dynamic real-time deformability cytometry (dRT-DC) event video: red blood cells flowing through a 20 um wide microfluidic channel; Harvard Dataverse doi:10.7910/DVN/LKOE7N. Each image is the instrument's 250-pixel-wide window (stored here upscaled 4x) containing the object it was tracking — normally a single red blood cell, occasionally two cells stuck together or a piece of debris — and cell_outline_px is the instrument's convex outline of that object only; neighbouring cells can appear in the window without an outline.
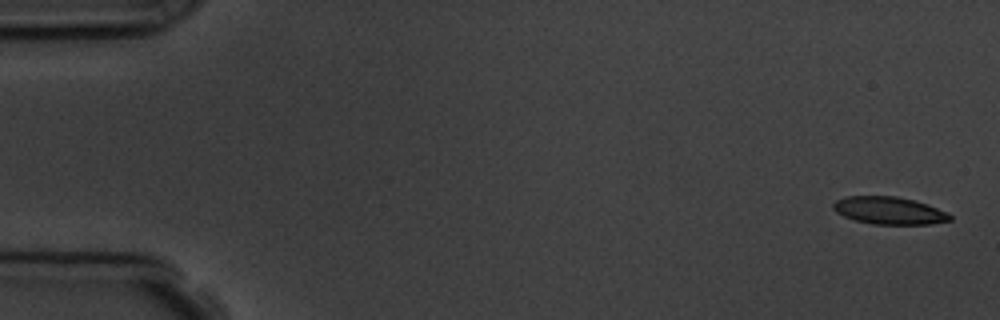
{"species": "common noctule bat (a hibernating species)", "species_latin": "Nyctalus noctula", "temperature_condition": "room temperature", "stored_images_in_passage": 4, "camera_frame_rate_fps": 3000, "um_per_image_px": 0.085, "animal": {"sex": "male", "body_mass_g": 19.5, "forearm_length_mm": 54.6}, "frame": {"image": 1, "passage_image": 1, "time_ms": 0.0, "image_size_px": [1000, 320], "cell_outline_px": [[952, 220], [932, 224], [872, 224], [856, 220], [844, 216], [836, 212], [832, 208], [832, 204], [836, 200], [844, 196], [896, 196], [928, 204], [948, 212], [952, 216]], "centroid_in_image_um": [75.59, 17.89], "position_along_channel_um": 9.4, "area_um2": 18.79}}
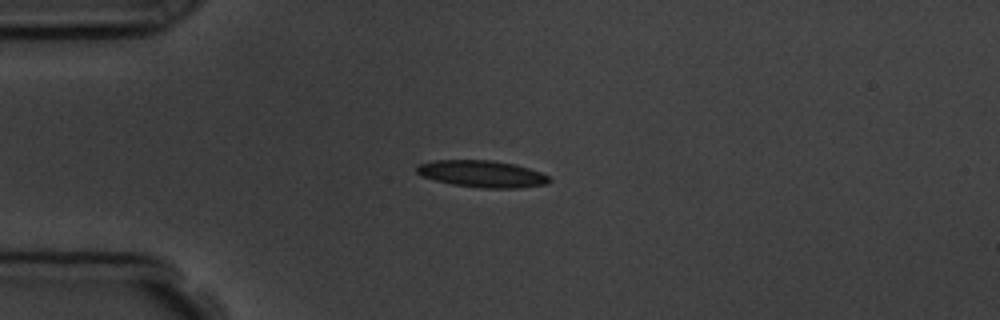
{"frame": {"image": 2, "passage_image": 4, "time_ms": 4.0, "image_size_px": [1000, 320], "cell_outline_px": [[552, 180], [548, 184], [520, 188], [480, 188], [452, 184], [436, 180], [424, 176], [416, 172], [416, 168], [420, 164], [436, 160], [492, 160], [516, 164], [540, 172], [548, 176]], "centroid_in_image_um": [41.03, 14.78], "position_along_channel_um": 44.0, "area_um2": 20.69}}